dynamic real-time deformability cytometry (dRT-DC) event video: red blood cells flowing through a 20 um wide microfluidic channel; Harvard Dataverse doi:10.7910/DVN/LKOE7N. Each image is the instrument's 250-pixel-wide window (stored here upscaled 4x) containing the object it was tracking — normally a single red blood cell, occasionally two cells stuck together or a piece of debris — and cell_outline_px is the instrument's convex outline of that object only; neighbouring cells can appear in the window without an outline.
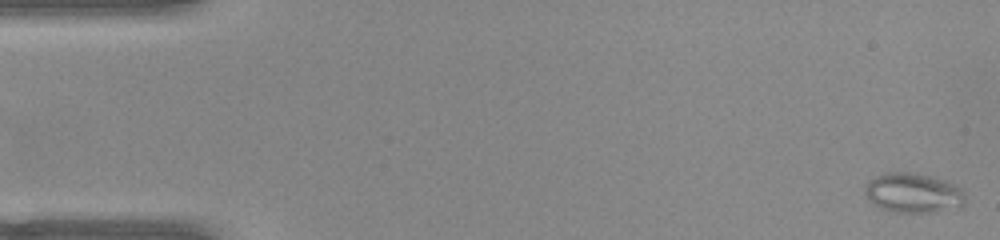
{"species": "common noctule bat (a hibernating species)", "species_latin": "Nyctalus noctula", "temperature_condition": "warm", "stored_images_in_passage": 51, "camera_frame_rate_fps": 3000, "um_per_image_px": 0.085, "animal": {"sex": "female", "body_mass_g": 22.0, "forearm_length_mm": 56.7}, "frame": {"image": 1, "passage_image": 1, "time_ms": 0.0, "image_size_px": [1000, 240], "cell_outline_px": [[964, 208], [936, 212], [896, 212], [880, 208], [872, 204], [868, 200], [864, 192], [864, 188], [868, 180], [884, 172], [912, 172], [932, 176], [944, 180], [960, 188], [964, 192]], "centroid_in_image_um": [77.61, 16.41], "position_along_channel_um": 7.4, "area_um2": 23.64}}
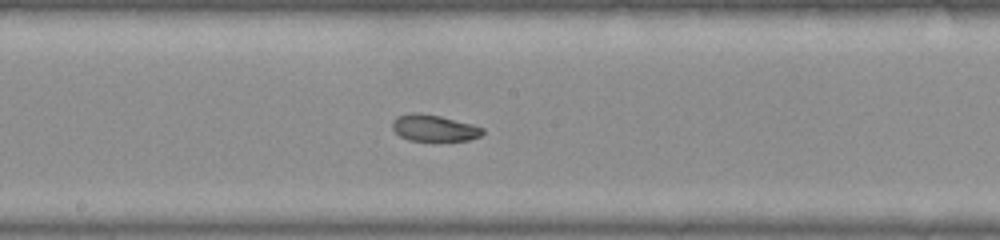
{"frame": {"image": 2, "passage_image": 27, "time_ms": 8.667, "image_size_px": [1000, 240], "cell_outline_px": [[484, 132], [480, 136], [468, 140], [408, 140], [400, 136], [392, 128], [392, 120], [396, 116], [408, 112], [416, 112], [440, 116], [472, 124], [484, 128]], "centroid_in_image_um": [36.86, 10.86], "position_along_channel_um": 211.3, "area_um2": 13.93}}
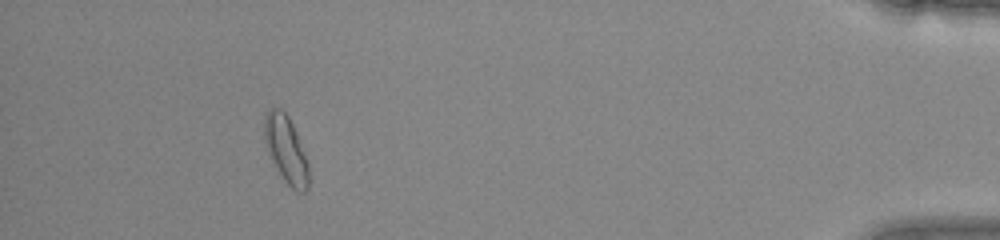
{"frame": {"image": 3, "passage_image": 47, "time_ms": 15.333, "image_size_px": [1000, 240], "cell_outline_px": [[308, 188], [304, 192], [296, 192], [284, 180], [276, 168], [268, 152], [264, 140], [264, 116], [268, 108], [280, 108], [288, 116], [296, 132], [308, 164]], "centroid_in_image_um": [24.29, 12.69], "position_along_channel_um": 410.9, "area_um2": 17.17}, "authors_computed_cell_mechanics": {"area_um2": 15.606, "velocity_mm_per_s": 3.9606, "shape_relaxation_time_tau1_ms": null, "shape_relaxation_time_tau2_ms": 2.8802, "deformation_change_tau1": null, "deformation_change_tau2": 0.0638}}